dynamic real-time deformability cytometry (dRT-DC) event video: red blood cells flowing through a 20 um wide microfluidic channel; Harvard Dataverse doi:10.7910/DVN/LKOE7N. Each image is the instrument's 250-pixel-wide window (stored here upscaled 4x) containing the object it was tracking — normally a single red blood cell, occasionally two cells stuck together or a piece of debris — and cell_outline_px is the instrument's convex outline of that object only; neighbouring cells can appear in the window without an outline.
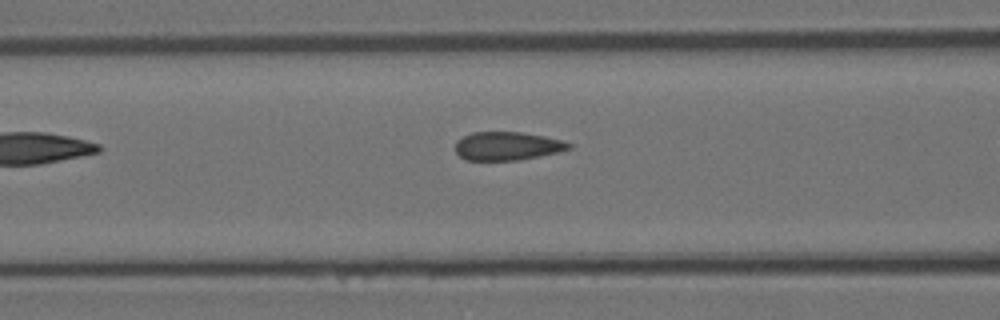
{"species": "Egyptian fruit bat (a non-hibernating species)", "species_latin": "Rousettus aegyptiacus", "temperature_condition": "room temperature", "stored_images_in_passage": 5, "camera_frame_rate_fps": 3000, "um_per_image_px": 0.085, "animal": {"sex": "female"}, "frame": {"image": 1, "passage_image": 4, "time_ms": 1.0, "image_size_px": [1000, 320], "cell_outline_px": [[572, 148], [540, 156], [520, 160], [464, 160], [456, 152], [456, 140], [472, 132], [520, 132], [544, 136], [560, 140], [572, 144]], "centroid_in_image_um": [43.1, 12.41], "position_along_channel_um": 123.5, "area_um2": 18.73}}